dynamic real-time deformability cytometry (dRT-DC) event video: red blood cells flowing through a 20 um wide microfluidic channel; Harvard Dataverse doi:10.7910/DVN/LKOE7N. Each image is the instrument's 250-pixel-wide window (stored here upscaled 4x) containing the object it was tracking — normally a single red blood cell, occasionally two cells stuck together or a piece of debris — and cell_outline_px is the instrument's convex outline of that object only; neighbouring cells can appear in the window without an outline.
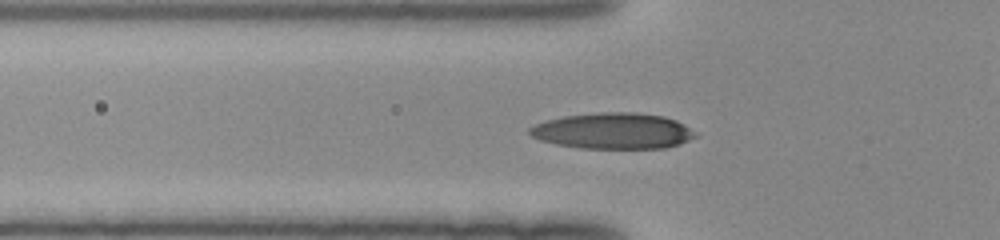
{"species": "human", "species_latin": "Homo sapiens", "temperature_condition": "room temperature", "stored_images_in_passage": 35, "camera_frame_rate_fps": 3000, "um_per_image_px": 0.085, "donor": {"sex": "female"}, "frame": {"image": 1, "passage_image": 8, "time_ms": 2.333, "image_size_px": [1000, 240], "cell_outline_px": [[696, 136], [680, 144], [664, 148], [580, 148], [556, 144], [540, 140], [532, 136], [528, 132], [528, 128], [536, 124], [548, 120], [564, 116], [600, 112], [636, 112], [664, 116], [676, 120], [684, 124], [696, 132]], "centroid_in_image_um": [52.12, 11.12], "position_along_channel_um": 73.7, "area_um2": 34.74}}
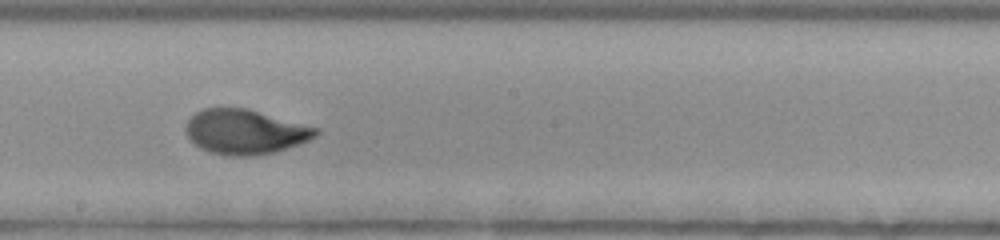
{"frame": {"image": 2, "passage_image": 19, "time_ms": 6.0, "image_size_px": [1000, 240], "cell_outline_px": [[320, 132], [316, 136], [308, 140], [272, 152], [252, 156], [228, 156], [212, 152], [200, 148], [188, 136], [184, 128], [188, 120], [196, 112], [204, 108], [248, 108], [320, 128]], "centroid_in_image_um": [20.84, 11.19], "position_along_channel_um": 227.4, "area_um2": 33.7}}
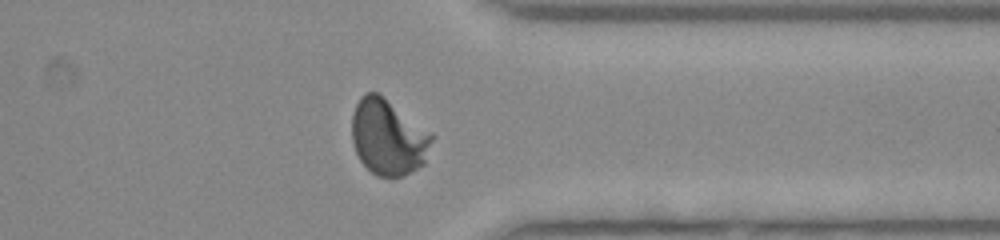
{"frame": {"image": 3, "passage_image": 30, "time_ms": 9.667, "image_size_px": [1000, 240], "cell_outline_px": [[436, 136], [424, 164], [404, 176], [392, 180], [376, 176], [360, 160], [356, 152], [352, 140], [352, 116], [356, 104], [360, 96], [364, 92], [376, 92], [384, 96], [432, 132]], "centroid_in_image_um": [33.03, 11.68], "position_along_channel_um": 378.4, "area_um2": 36.13}}